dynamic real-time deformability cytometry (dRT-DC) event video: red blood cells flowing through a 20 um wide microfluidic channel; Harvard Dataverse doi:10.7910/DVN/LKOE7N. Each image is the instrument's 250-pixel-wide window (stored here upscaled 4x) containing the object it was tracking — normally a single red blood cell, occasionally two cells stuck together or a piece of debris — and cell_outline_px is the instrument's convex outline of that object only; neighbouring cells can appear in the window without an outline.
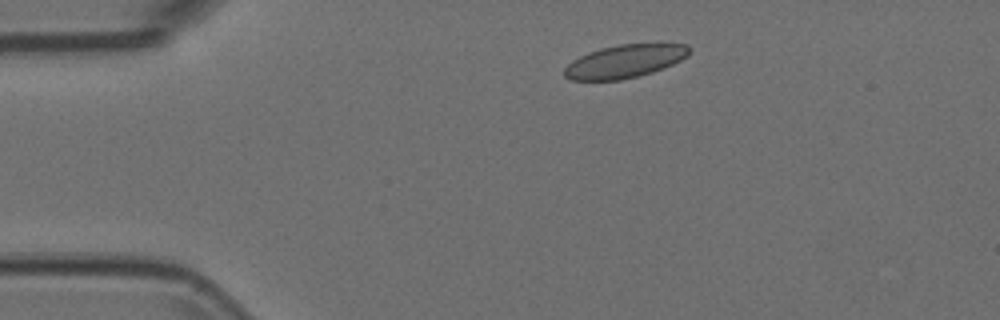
{"species": "Egyptian fruit bat (a non-hibernating species)", "species_latin": "Rousettus aegyptiacus", "temperature_condition": "room temperature", "stored_images_in_passage": 45, "camera_frame_rate_fps": 3000, "um_per_image_px": 0.085, "animal": {"sex": "female"}, "frame": {"image": 1, "passage_image": 1, "time_ms": 0.0, "image_size_px": [1000, 320], "cell_outline_px": [[692, 48], [688, 56], [672, 64], [652, 72], [620, 80], [572, 80], [564, 76], [564, 68], [572, 60], [588, 52], [600, 48], [620, 44], [656, 40], [688, 44]], "centroid_in_image_um": [53.2, 5.14], "position_along_channel_um": 31.8, "area_um2": 24.97}}
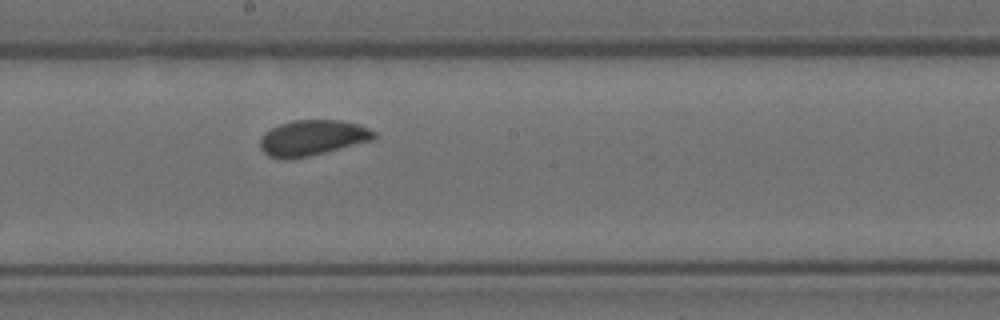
{"frame": {"image": 2, "passage_image": 20, "time_ms": 6.333, "image_size_px": [1000, 320], "cell_outline_px": [[376, 136], [372, 140], [292, 160], [280, 160], [268, 156], [260, 148], [260, 140], [264, 132], [280, 124], [292, 120], [340, 120], [356, 124], [368, 128], [376, 132]], "centroid_in_image_um": [26.5, 11.73], "position_along_channel_um": 221.7, "area_um2": 23.58}}
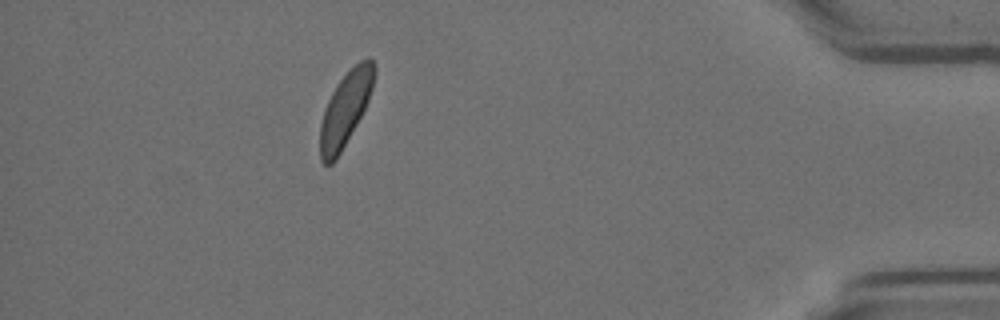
{"frame": {"image": 3, "passage_image": 39, "time_ms": 12.667, "image_size_px": [1000, 320], "cell_outline_px": [[376, 72], [372, 88], [368, 100], [356, 124], [336, 160], [332, 164], [324, 164], [320, 160], [320, 124], [324, 108], [336, 84], [360, 60], [368, 56], [372, 56], [376, 68]], "centroid_in_image_um": [29.36, 9.24], "position_along_channel_um": 405.8, "area_um2": 23.18}}